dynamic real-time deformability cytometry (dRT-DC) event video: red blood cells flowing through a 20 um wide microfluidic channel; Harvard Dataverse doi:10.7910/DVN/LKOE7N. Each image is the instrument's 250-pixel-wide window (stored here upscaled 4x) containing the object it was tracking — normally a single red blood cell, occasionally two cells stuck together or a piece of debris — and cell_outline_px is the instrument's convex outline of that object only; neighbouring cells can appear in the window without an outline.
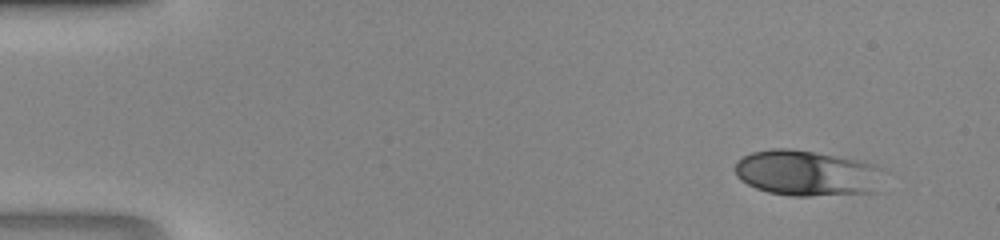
{"species": "human", "species_latin": "Homo sapiens", "temperature_condition": "room temperature", "stored_images_in_passage": 42, "camera_frame_rate_fps": 3000, "um_per_image_px": 0.085, "donor": {"sex": "male"}, "frame": {"image": 1, "passage_image": 1, "time_ms": 0.0, "image_size_px": [1000, 240], "cell_outline_px": [[888, 172], [876, 192], [808, 196], [792, 196], [768, 192], [756, 188], [740, 180], [736, 176], [736, 160], [752, 152], [772, 148], [788, 148], [816, 152], [864, 160], [884, 168]], "centroid_in_image_um": [68.68, 14.71], "position_along_channel_um": 16.3, "area_um2": 40.4}}
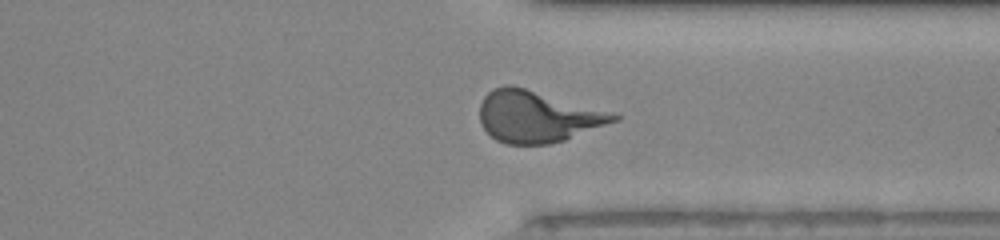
{"frame": {"image": 2, "passage_image": 32, "time_ms": 10.333, "image_size_px": [1000, 240], "cell_outline_px": [[620, 120], [564, 140], [548, 144], [504, 144], [496, 140], [480, 124], [480, 104], [484, 96], [492, 88], [504, 84], [512, 84], [620, 116]], "centroid_in_image_um": [45.6, 9.91], "position_along_channel_um": 365.8, "area_um2": 39.71}}
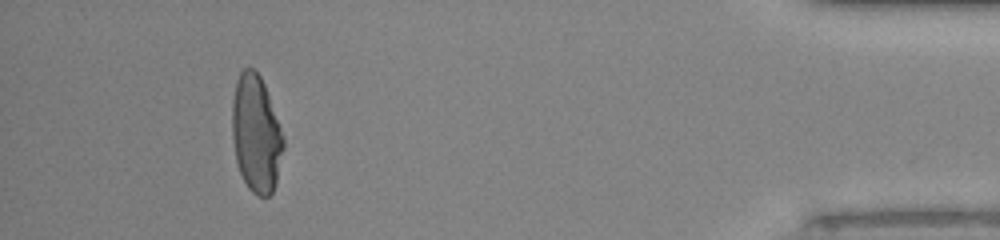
{"frame": {"image": 3, "passage_image": 39, "time_ms": 12.667, "image_size_px": [1000, 240], "cell_outline_px": [[284, 148], [276, 184], [272, 192], [268, 196], [256, 196], [248, 188], [240, 172], [236, 160], [232, 136], [232, 100], [236, 80], [240, 72], [244, 68], [252, 68], [260, 76], [264, 84], [284, 136]], "centroid_in_image_um": [21.77, 11.38], "position_along_channel_um": 413.4, "area_um2": 35.08}}